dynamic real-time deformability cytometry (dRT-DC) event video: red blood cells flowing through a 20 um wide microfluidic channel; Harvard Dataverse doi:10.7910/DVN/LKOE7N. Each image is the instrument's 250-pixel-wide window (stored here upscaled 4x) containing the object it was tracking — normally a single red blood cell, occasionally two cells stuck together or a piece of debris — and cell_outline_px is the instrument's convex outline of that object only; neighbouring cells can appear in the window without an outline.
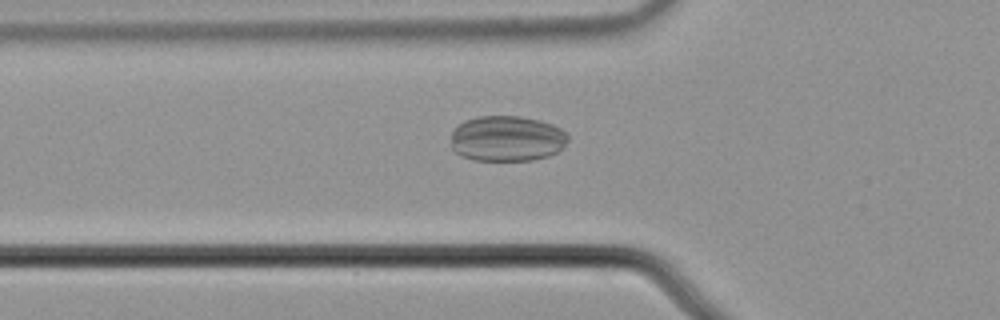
{"species": "common noctule bat (a hibernating species)", "species_latin": "Nyctalus noctula", "temperature_condition": "cold", "stored_images_in_passage": 41, "camera_frame_rate_fps": 3000, "um_per_image_px": 0.085, "animal": {"sex": "male", "body_mass_g": 21.5, "forearm_length_mm": 52.0}, "frame": {"image": 1, "passage_image": 4, "time_ms": 1.0, "image_size_px": [1000, 320], "cell_outline_px": [[568, 140], [556, 152], [548, 156], [532, 160], [472, 160], [456, 152], [452, 148], [452, 132], [464, 120], [476, 116], [520, 116], [540, 120], [552, 124], [560, 128], [568, 136]], "centroid_in_image_um": [43.08, 11.77], "position_along_channel_um": 82.7, "area_um2": 30.98}}
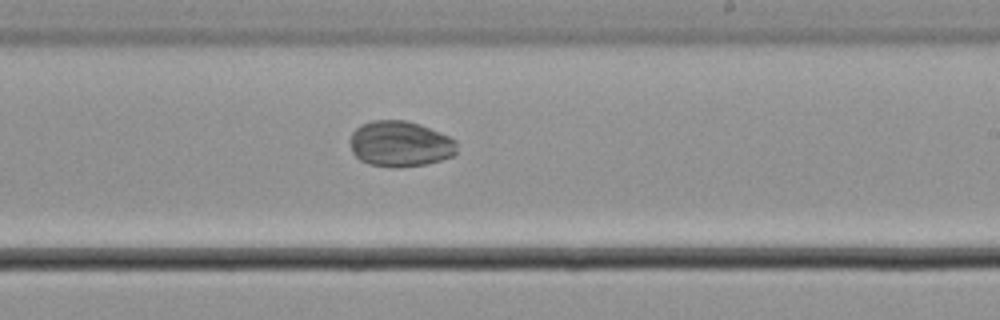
{"frame": {"image": 2, "passage_image": 18, "time_ms": 5.667, "image_size_px": [1000, 320], "cell_outline_px": [[456, 152], [452, 156], [440, 160], [424, 164], [396, 168], [392, 168], [368, 164], [360, 160], [352, 152], [348, 140], [352, 132], [360, 124], [372, 120], [408, 120], [420, 124], [440, 132], [456, 140]], "centroid_in_image_um": [33.97, 12.22], "position_along_channel_um": 255.0, "area_um2": 28.78}}
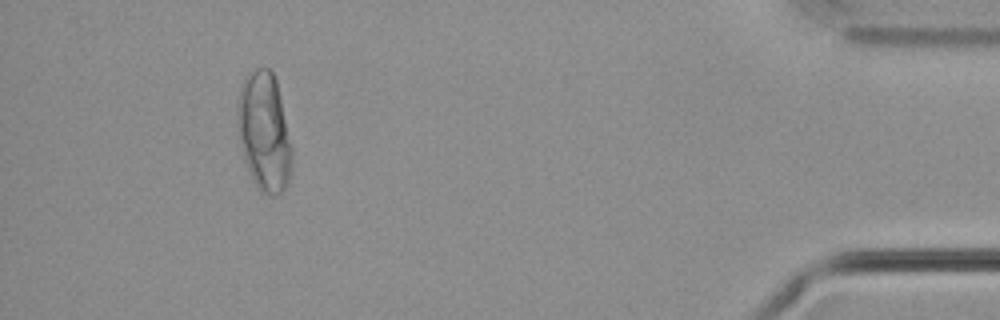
{"frame": {"image": 3, "passage_image": 36, "time_ms": 11.667, "image_size_px": [1000, 320], "cell_outline_px": [[292, 168], [288, 184], [276, 196], [272, 196], [260, 192], [252, 180], [244, 160], [236, 136], [236, 104], [240, 88], [244, 76], [248, 72], [256, 68], [268, 68], [272, 72], [276, 80], [280, 96], [292, 148]], "centroid_in_image_um": [22.41, 11.22], "position_along_channel_um": 412.8, "area_um2": 38.61}}